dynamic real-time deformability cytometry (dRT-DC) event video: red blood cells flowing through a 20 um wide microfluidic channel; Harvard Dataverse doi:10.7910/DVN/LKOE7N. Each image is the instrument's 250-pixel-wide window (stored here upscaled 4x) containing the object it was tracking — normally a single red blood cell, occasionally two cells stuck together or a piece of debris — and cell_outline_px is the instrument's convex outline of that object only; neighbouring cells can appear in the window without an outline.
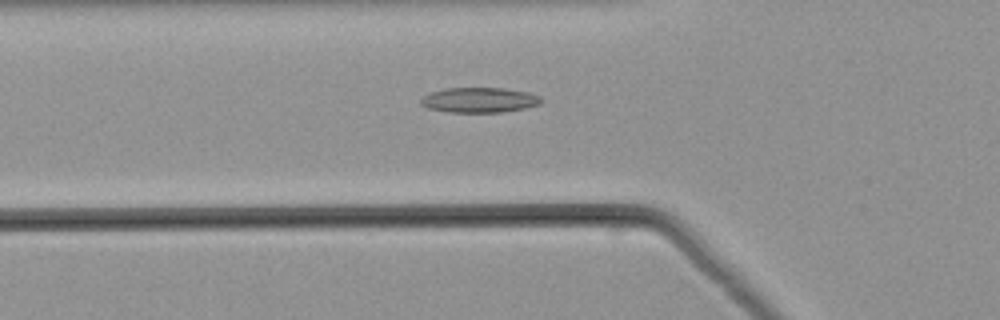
{"species": "common noctule bat (a hibernating species)", "species_latin": "Nyctalus noctula", "temperature_condition": "warm", "stored_images_in_passage": 51, "camera_frame_rate_fps": 3000, "um_per_image_px": 0.085, "animal": {"sex": "male", "body_mass_g": 21.5, "forearm_length_mm": 52.0}, "frame": {"image": 1, "passage_image": 18, "time_ms": 5.667, "image_size_px": [1000, 320], "cell_outline_px": [[540, 104], [524, 108], [500, 112], [448, 112], [428, 108], [420, 104], [420, 100], [424, 96], [432, 92], [444, 88], [504, 88], [528, 92], [540, 96]], "centroid_in_image_um": [40.72, 8.5], "position_along_channel_um": 85.1, "area_um2": 17.46}}
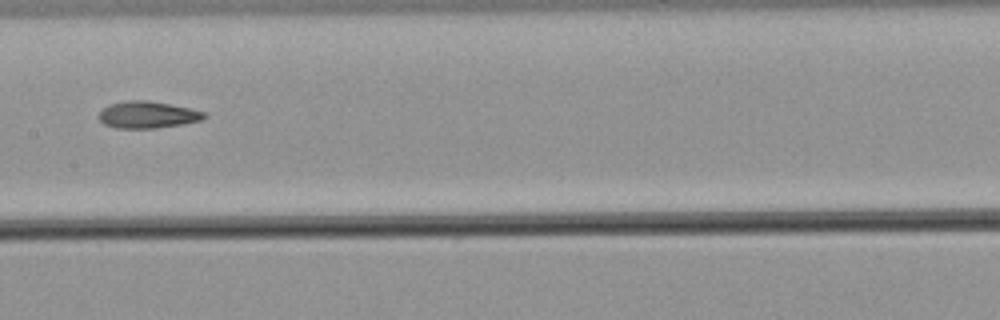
{"frame": {"image": 2, "passage_image": 26, "time_ms": 8.333, "image_size_px": [1000, 320], "cell_outline_px": [[208, 116], [200, 120], [184, 124], [156, 128], [116, 128], [104, 124], [96, 116], [108, 104], [128, 100], [148, 100], [188, 108], [204, 112]], "centroid_in_image_um": [12.51, 9.76], "position_along_channel_um": 194.9, "area_um2": 16.47}}
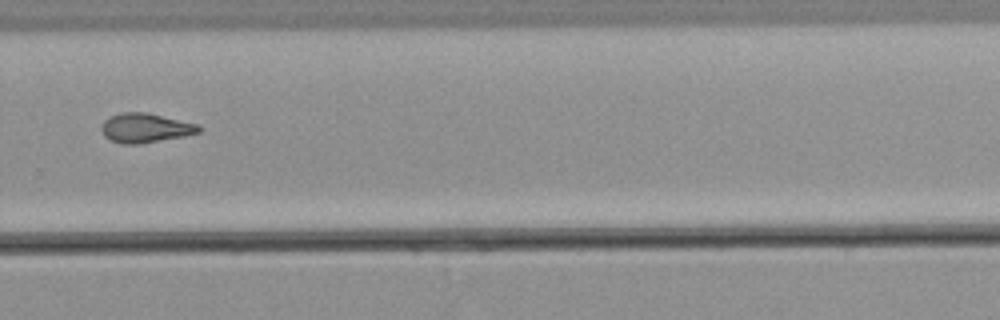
{"frame": {"image": 3, "passage_image": 35, "time_ms": 11.333, "image_size_px": [1000, 320], "cell_outline_px": [[204, 128], [200, 132], [184, 136], [140, 144], [120, 144], [108, 140], [104, 136], [100, 128], [104, 120], [108, 116], [120, 112], [148, 112], [200, 124]], "centroid_in_image_um": [12.36, 10.87], "position_along_channel_um": 317.4, "area_um2": 17.17}}